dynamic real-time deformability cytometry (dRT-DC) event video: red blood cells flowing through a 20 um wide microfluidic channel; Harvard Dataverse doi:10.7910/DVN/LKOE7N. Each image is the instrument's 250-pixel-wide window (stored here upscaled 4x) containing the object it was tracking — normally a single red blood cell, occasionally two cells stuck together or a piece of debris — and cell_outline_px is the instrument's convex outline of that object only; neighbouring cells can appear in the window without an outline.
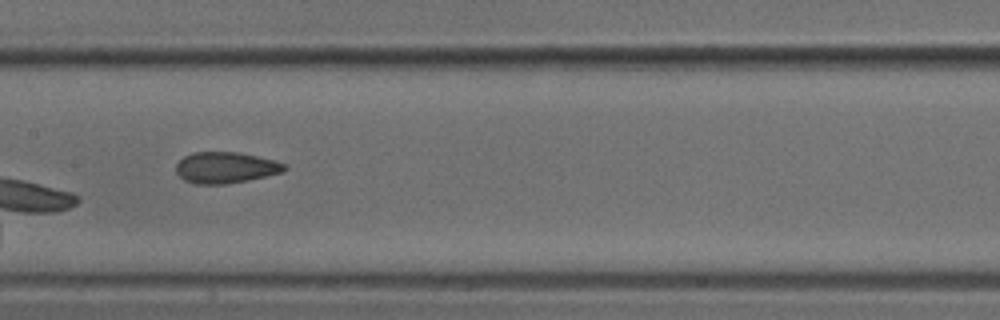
{"species": "common noctule bat (a hibernating species)", "species_latin": "Nyctalus noctula", "temperature_condition": "cold", "stored_images_in_passage": 13, "camera_frame_rate_fps": 3000, "um_per_image_px": 0.085, "animal": {"sex": "male", "body_mass_g": 18.8}, "frame": {"image": 1, "passage_image": 6, "time_ms": 1.667, "image_size_px": [1000, 320], "cell_outline_px": [[288, 168], [284, 172], [248, 180], [224, 184], [196, 184], [184, 180], [176, 172], [176, 164], [184, 156], [192, 152], [240, 152], [272, 160], [284, 164]], "centroid_in_image_um": [19.16, 14.24], "position_along_channel_um": 188.2, "area_um2": 19.65}}
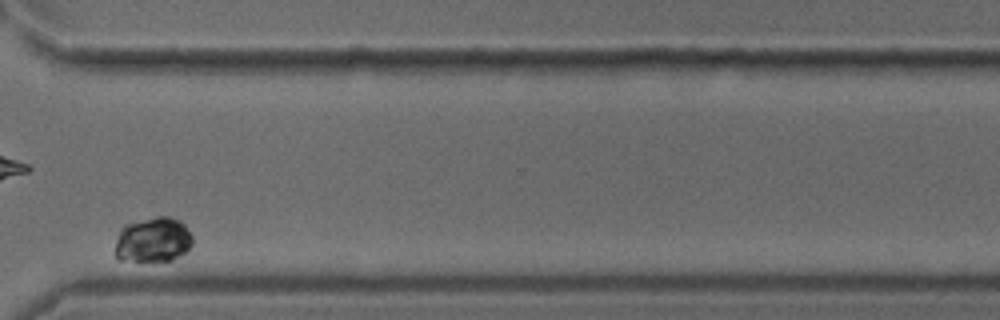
{"frame": {"image": 2, "passage_image": 10, "time_ms": 3.0, "image_size_px": [1000, 320], "cell_outline_px": [[192, 244], [180, 256], [172, 260], [116, 260], [116, 240], [120, 228], [124, 224], [156, 216], [168, 216], [180, 220], [184, 224], [192, 236]], "centroid_in_image_um": [13.0, 20.36], "position_along_channel_um": 357.6, "area_um2": 20.29}}
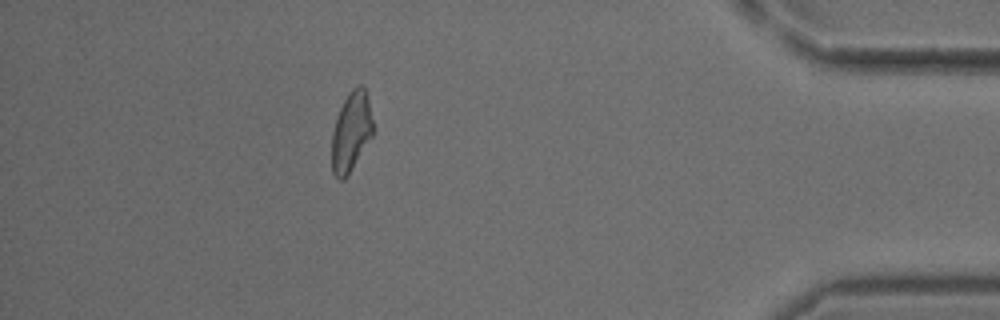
{"frame": {"image": 3, "passage_image": 13, "time_ms": 4.0, "image_size_px": [1000, 320], "cell_outline_px": [[372, 136], [352, 168], [344, 180], [340, 180], [332, 172], [332, 132], [336, 116], [348, 92], [356, 84], [364, 84], [368, 100], [372, 120]], "centroid_in_image_um": [29.83, 11.15], "position_along_channel_um": 405.4, "area_um2": 19.02}}